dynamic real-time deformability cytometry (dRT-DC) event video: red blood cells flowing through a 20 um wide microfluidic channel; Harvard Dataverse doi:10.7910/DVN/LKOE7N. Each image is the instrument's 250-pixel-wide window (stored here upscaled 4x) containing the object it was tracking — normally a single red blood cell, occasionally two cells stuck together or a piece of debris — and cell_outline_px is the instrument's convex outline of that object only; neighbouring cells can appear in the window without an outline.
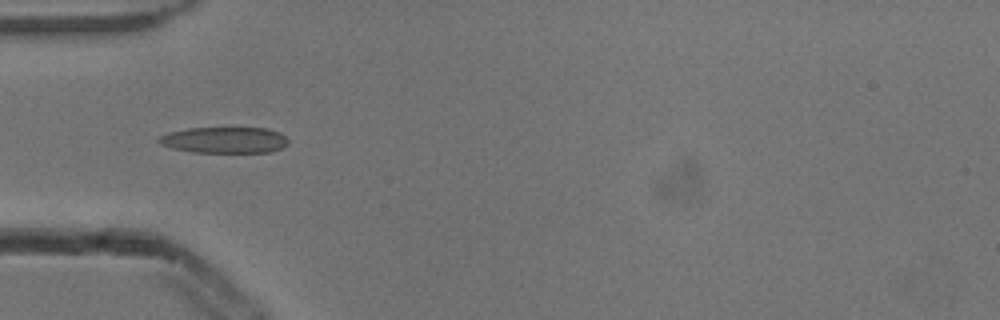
{"species": "common noctule bat (a hibernating species)", "species_latin": "Nyctalus noctula", "temperature_condition": "cold", "stored_images_in_passage": 7, "camera_frame_rate_fps": 3000, "um_per_image_px": 0.085, "animal": {"sex": "male", "body_mass_g": 13.3}, "frame": {"image": 1, "passage_image": 5, "time_ms": 1.333, "image_size_px": [1000, 320], "cell_outline_px": [[288, 144], [272, 152], [192, 152], [172, 148], [160, 144], [156, 140], [160, 136], [168, 132], [188, 128], [268, 128], [280, 132], [288, 140]], "centroid_in_image_um": [19.07, 11.9], "position_along_channel_um": 65.9, "area_um2": 19.77}}
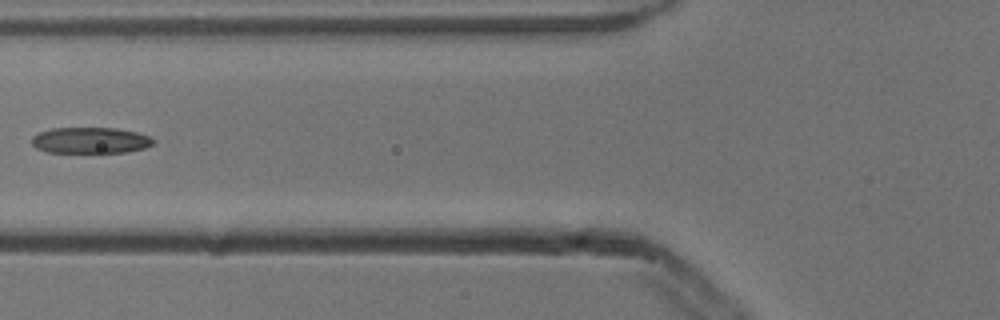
{"frame": {"image": 2, "passage_image": 6, "time_ms": 1.667, "image_size_px": [1000, 320], "cell_outline_px": [[156, 140], [152, 144], [144, 148], [124, 152], [48, 152], [36, 148], [32, 144], [32, 136], [40, 132], [52, 128], [116, 128], [136, 132], [148, 136]], "centroid_in_image_um": [7.67, 11.92], "position_along_channel_um": 118.1, "area_um2": 18.32}}
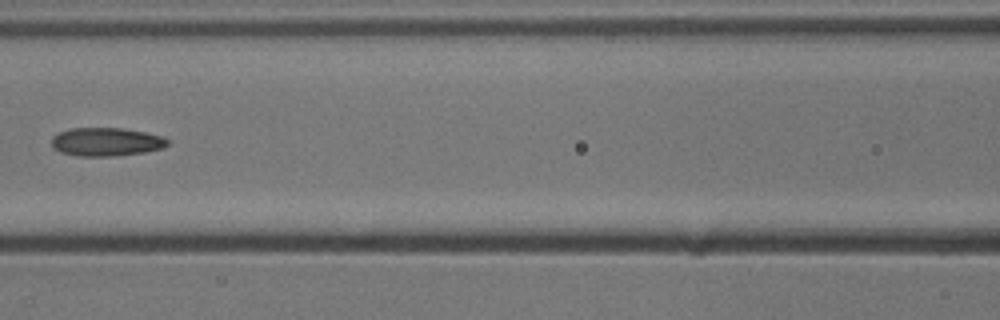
{"frame": {"image": 3, "passage_image": 7, "time_ms": 2.0, "image_size_px": [1000, 320], "cell_outline_px": [[168, 144], [164, 148], [144, 152], [116, 156], [76, 156], [60, 152], [52, 148], [52, 136], [60, 132], [72, 128], [124, 128], [164, 136], [168, 140]], "centroid_in_image_um": [9.03, 12.06], "position_along_channel_um": 157.6, "area_um2": 19.36}}